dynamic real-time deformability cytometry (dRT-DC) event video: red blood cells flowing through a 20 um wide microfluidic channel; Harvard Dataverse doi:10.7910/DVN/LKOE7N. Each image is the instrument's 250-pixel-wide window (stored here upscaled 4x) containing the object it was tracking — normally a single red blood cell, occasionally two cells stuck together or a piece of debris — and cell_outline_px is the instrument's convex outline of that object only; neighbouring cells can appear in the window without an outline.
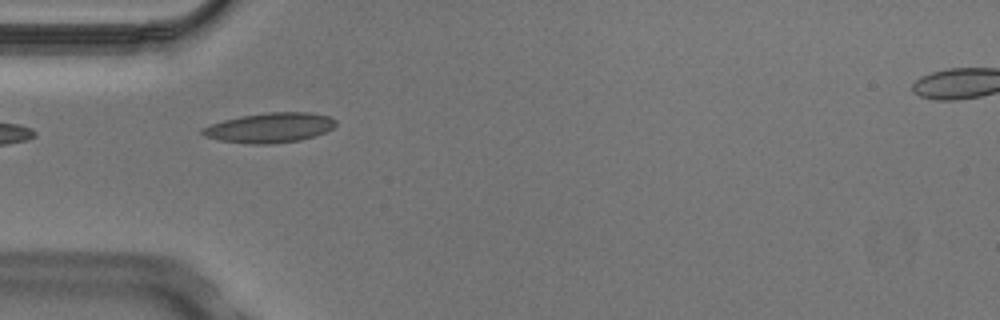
{"species": "Egyptian fruit bat (a non-hibernating species)", "species_latin": "Rousettus aegyptiacus", "temperature_condition": "cold", "stored_images_in_passage": 7, "camera_frame_rate_fps": 3000, "um_per_image_px": 0.085, "animal": {"sex": "male"}, "frame": {"image": 1, "passage_image": 5, "time_ms": 1.333, "image_size_px": [1000, 320], "cell_outline_px": [[336, 124], [332, 128], [324, 132], [300, 140], [272, 144], [252, 144], [220, 140], [204, 136], [200, 132], [200, 128], [224, 120], [240, 116], [268, 112], [312, 112], [328, 116], [336, 120]], "centroid_in_image_um": [22.92, 10.85], "position_along_channel_um": 62.1, "area_um2": 23.12}}
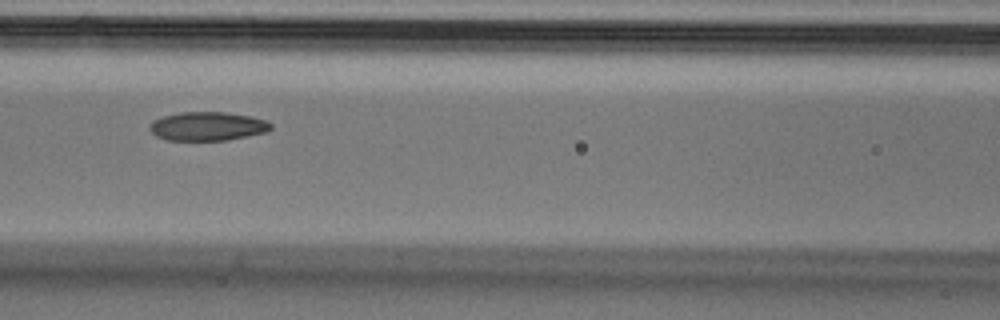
{"frame": {"image": 2, "passage_image": 7, "time_ms": 2.0, "image_size_px": [1000, 320], "cell_outline_px": [[272, 128], [264, 132], [228, 140], [164, 140], [156, 136], [148, 128], [148, 124], [152, 120], [164, 116], [180, 112], [224, 112], [252, 116], [268, 120], [272, 124]], "centroid_in_image_um": [17.62, 10.72], "position_along_channel_um": 149.0, "area_um2": 20.46}}